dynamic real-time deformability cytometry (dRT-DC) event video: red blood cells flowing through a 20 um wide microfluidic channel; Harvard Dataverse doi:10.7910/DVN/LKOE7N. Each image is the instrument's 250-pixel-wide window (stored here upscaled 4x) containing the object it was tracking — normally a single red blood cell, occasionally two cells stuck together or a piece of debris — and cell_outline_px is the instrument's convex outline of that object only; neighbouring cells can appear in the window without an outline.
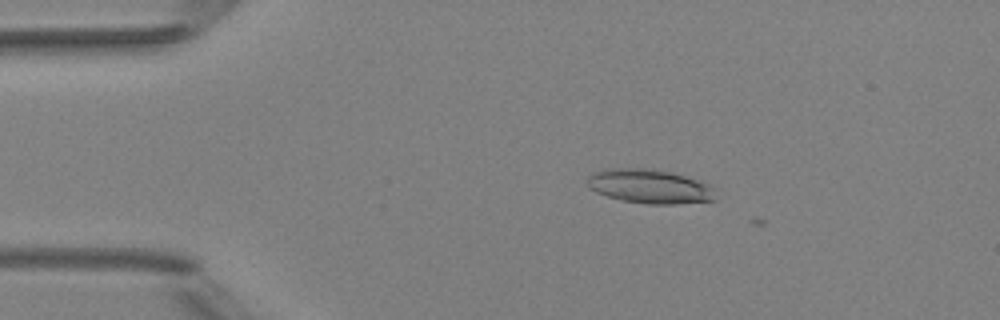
{"species": "Egyptian fruit bat (a non-hibernating species)", "species_latin": "Rousettus aegyptiacus", "temperature_condition": "room temperature", "stored_images_in_passage": 5, "camera_frame_rate_fps": 3000, "um_per_image_px": 0.085, "animal": {"sex": "female"}, "frame": {"image": 1, "passage_image": 2, "time_ms": 1.0, "image_size_px": [1000, 320], "cell_outline_px": [[716, 200], [676, 204], [648, 204], [624, 200], [608, 196], [596, 192], [588, 188], [584, 180], [592, 172], [604, 168], [648, 168], [668, 172], [684, 176], [708, 184], [712, 188]], "centroid_in_image_um": [55.13, 15.83], "position_along_channel_um": 29.9, "area_um2": 25.49}}
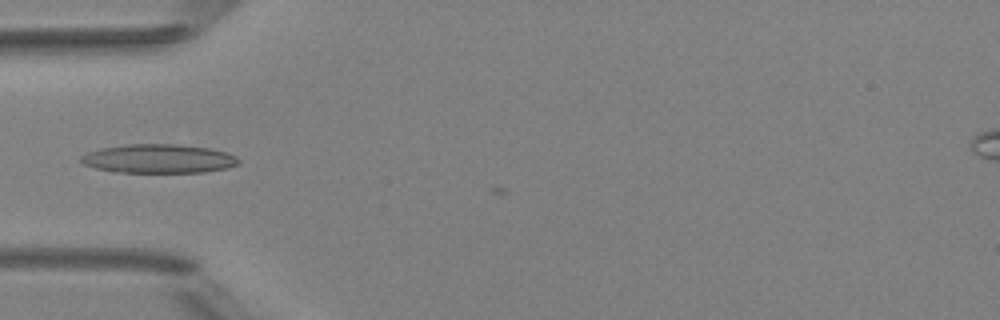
{"frame": {"image": 2, "passage_image": 4, "time_ms": 3.333, "image_size_px": [1000, 320], "cell_outline_px": [[240, 164], [224, 168], [204, 172], [112, 172], [96, 168], [84, 164], [80, 160], [80, 156], [88, 152], [100, 148], [128, 144], [176, 144], [208, 148], [228, 152], [236, 156], [240, 160]], "centroid_in_image_um": [13.48, 13.48], "position_along_channel_um": 71.5, "area_um2": 26.53}}